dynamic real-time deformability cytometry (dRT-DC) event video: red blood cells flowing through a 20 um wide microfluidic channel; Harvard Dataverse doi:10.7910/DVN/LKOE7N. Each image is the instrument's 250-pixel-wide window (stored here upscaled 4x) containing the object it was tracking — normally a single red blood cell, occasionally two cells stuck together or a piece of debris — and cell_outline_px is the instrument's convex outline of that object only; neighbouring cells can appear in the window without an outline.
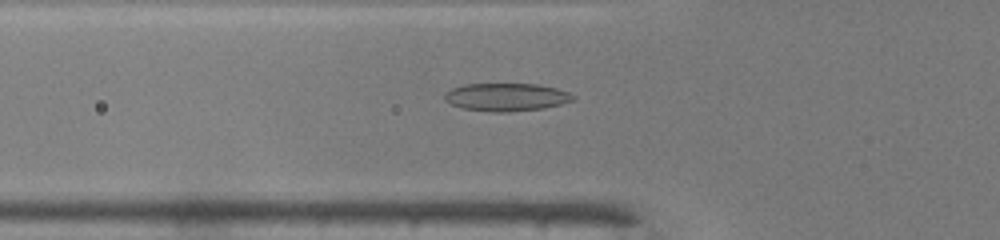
{"species": "common noctule bat (a hibernating species)", "species_latin": "Nyctalus noctula", "temperature_condition": "warm", "stored_images_in_passage": 49, "camera_frame_rate_fps": 3000, "um_per_image_px": 0.085, "animal": {"sex": "male", "body_mass_g": 19.0, "forearm_length_mm": 50.8}, "frame": {"image": 1, "passage_image": 18, "time_ms": 5.667, "image_size_px": [1000, 240], "cell_outline_px": [[576, 100], [544, 108], [508, 112], [492, 112], [464, 108], [452, 104], [444, 100], [444, 96], [452, 88], [464, 84], [536, 84], [556, 88], [568, 92], [576, 96]], "centroid_in_image_um": [43.08, 8.25], "position_along_channel_um": 82.7, "area_um2": 20.81}}
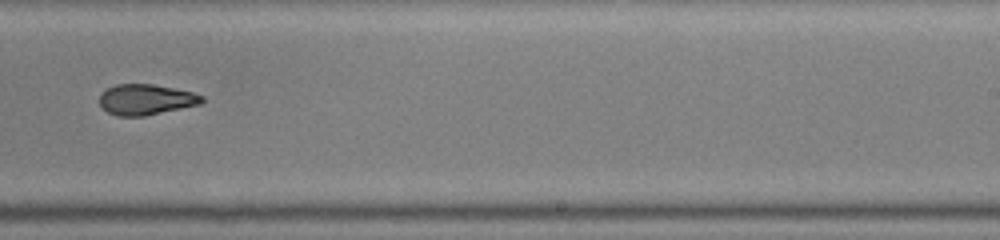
{"frame": {"image": 2, "passage_image": 32, "time_ms": 10.333, "image_size_px": [1000, 240], "cell_outline_px": [[204, 100], [200, 104], [144, 116], [116, 116], [108, 112], [100, 104], [100, 92], [116, 84], [152, 84], [192, 92], [204, 96]], "centroid_in_image_um": [12.39, 8.46], "position_along_channel_um": 276.6, "area_um2": 18.15}}
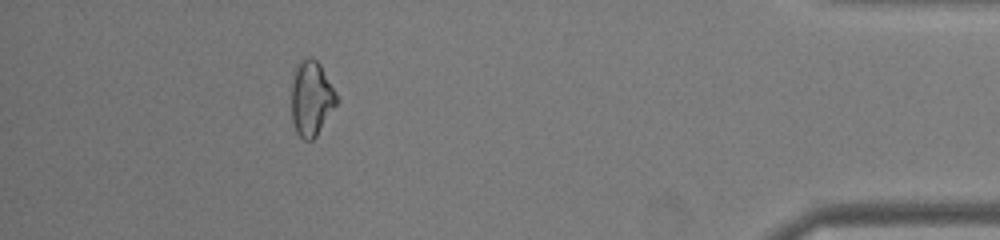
{"frame": {"image": 3, "passage_image": 45, "time_ms": 14.667, "image_size_px": [1000, 240], "cell_outline_px": [[340, 100], [316, 136], [312, 140], [304, 140], [296, 132], [292, 120], [292, 72], [300, 60], [308, 56], [316, 60], [320, 64], [336, 92]], "centroid_in_image_um": [26.47, 8.34], "position_along_channel_um": 408.7, "area_um2": 19.94}, "authors_computed_cell_mechanics": {"area_um2": 19.941, "velocity_mm_per_s": 4.1559, "shape_relaxation_time_tau1_ms": null, "shape_relaxation_time_tau2_ms": 2.5398, "deformation_change_tau1": null, "deformation_change_tau2": 0.0844}}